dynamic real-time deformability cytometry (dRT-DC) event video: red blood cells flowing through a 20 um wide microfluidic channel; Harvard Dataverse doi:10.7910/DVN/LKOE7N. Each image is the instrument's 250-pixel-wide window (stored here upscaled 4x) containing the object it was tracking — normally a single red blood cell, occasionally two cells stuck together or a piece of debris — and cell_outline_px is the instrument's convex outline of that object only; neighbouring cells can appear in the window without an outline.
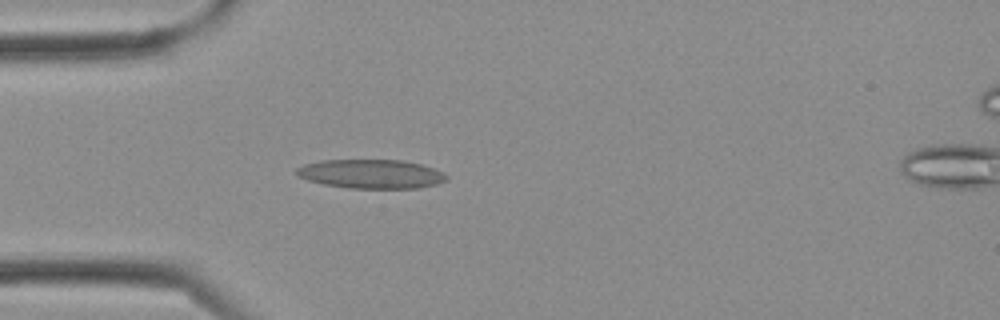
{"species": "Egyptian fruit bat (a non-hibernating species)", "species_latin": "Rousettus aegyptiacus", "temperature_condition": "cold", "stored_images_in_passage": 3, "camera_frame_rate_fps": 3000, "um_per_image_px": 0.085, "frame": {"image": 1, "passage_image": 2, "time_ms": 0.333, "image_size_px": [1000, 320], "cell_outline_px": [[448, 180], [436, 184], [420, 188], [348, 188], [324, 184], [308, 180], [296, 176], [296, 168], [304, 164], [320, 160], [400, 160], [420, 164], [444, 172], [448, 176]], "centroid_in_image_um": [31.54, 14.78], "position_along_channel_um": 53.5, "area_um2": 25.43}}